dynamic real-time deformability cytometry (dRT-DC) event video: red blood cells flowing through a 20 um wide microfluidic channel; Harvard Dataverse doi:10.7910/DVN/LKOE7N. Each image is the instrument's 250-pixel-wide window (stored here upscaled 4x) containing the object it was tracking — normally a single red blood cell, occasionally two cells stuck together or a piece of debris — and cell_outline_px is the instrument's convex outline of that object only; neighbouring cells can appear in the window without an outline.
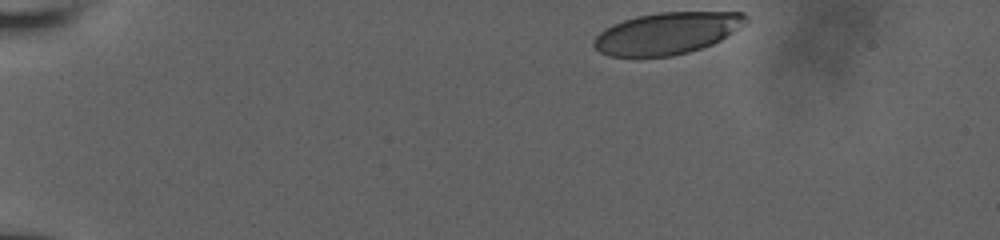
{"species": "human", "species_latin": "Homo sapiens", "temperature_condition": "room temperature", "stored_images_in_passage": 55, "camera_frame_rate_fps": 3000, "um_per_image_px": 0.085, "donor": {"sex": "male"}, "frame": {"image": 1, "passage_image": 1, "time_ms": 0.0, "image_size_px": [1000, 240], "cell_outline_px": [[748, 20], [744, 24], [720, 40], [712, 44], [688, 52], [672, 56], [608, 56], [600, 52], [592, 44], [592, 40], [604, 28], [612, 24], [636, 16], [660, 12], [744, 12], [748, 16]], "centroid_in_image_um": [56.67, 2.82], "position_along_channel_um": 28.3, "area_um2": 36.93}}
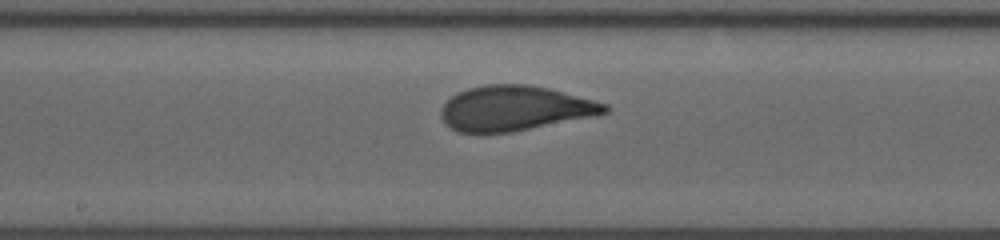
{"frame": {"image": 2, "passage_image": 37, "time_ms": 7.333, "image_size_px": [1000, 240], "cell_outline_px": [[608, 112], [592, 116], [512, 132], [456, 132], [440, 116], [440, 112], [444, 104], [456, 92], [468, 88], [484, 84], [528, 84], [548, 88], [608, 104]], "centroid_in_image_um": [43.73, 9.19], "position_along_channel_um": 204.5, "area_um2": 42.48}}
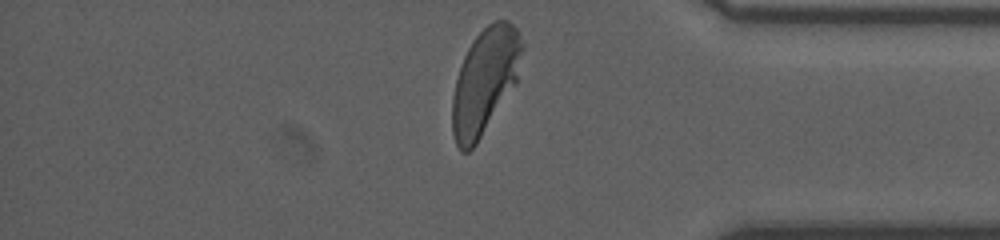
{"frame": {"image": 3, "passage_image": 55, "time_ms": 12.667, "image_size_px": [1000, 240], "cell_outline_px": [[524, 48], [516, 84], [476, 144], [468, 152], [460, 152], [456, 144], [452, 132], [452, 96], [460, 64], [472, 40], [488, 24], [496, 20], [508, 20], [516, 28], [524, 44]], "centroid_in_image_um": [41.22, 6.89], "position_along_channel_um": 394.0, "area_um2": 43.06}, "authors_computed_cell_mechanics": {"area_um2": 42.4252, "velocity_mm_per_s": 3.8397, "shape_relaxation_time_tau1_ms": 4.5181, "shape_relaxation_time_tau2_ms": null, "deformation_change_tau1": 0.1825, "deformation_change_tau2": null}}